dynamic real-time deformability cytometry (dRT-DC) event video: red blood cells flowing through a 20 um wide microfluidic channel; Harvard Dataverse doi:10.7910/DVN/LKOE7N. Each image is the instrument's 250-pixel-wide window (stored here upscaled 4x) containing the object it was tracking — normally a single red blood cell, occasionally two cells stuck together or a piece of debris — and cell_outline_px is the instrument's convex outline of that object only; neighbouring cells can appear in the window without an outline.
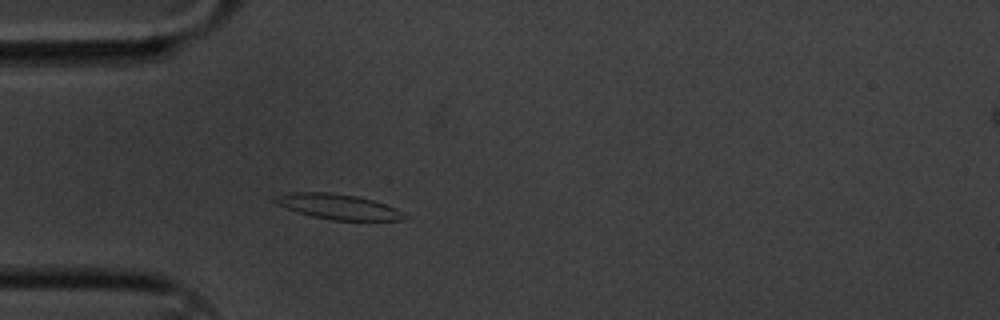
{"species": "common noctule bat (a hibernating species)", "species_latin": "Nyctalus noctula", "temperature_condition": "cold", "stored_images_in_passage": 2, "camera_frame_rate_fps": 3000, "um_per_image_px": 0.085, "animal": {"sex": "male", "body_mass_g": 20.1, "forearm_length_mm": 53.5}, "frame": {"image": 1, "passage_image": 2, "time_ms": 0.333, "image_size_px": [1000, 320], "cell_outline_px": [[412, 216], [404, 220], [332, 220], [312, 216], [288, 208], [272, 200], [272, 196], [292, 192], [328, 192], [356, 196], [376, 200], [396, 208]], "centroid_in_image_um": [28.84, 17.56], "position_along_channel_um": 56.2, "area_um2": 19.07}}